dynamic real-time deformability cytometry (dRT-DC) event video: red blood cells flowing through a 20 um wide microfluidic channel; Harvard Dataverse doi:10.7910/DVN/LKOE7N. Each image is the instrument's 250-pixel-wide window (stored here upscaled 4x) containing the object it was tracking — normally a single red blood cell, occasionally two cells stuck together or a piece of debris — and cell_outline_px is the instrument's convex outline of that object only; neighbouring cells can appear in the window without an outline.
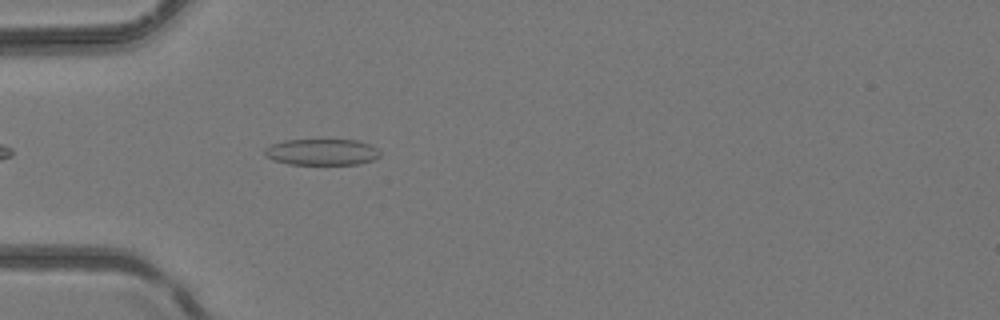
{"species": "common noctule bat (a hibernating species)", "species_latin": "Nyctalus noctula", "temperature_condition": "room temperature", "stored_images_in_passage": 4, "camera_frame_rate_fps": 3000, "um_per_image_px": 0.085, "animal": {"sex": "female", "body_mass_g": 24.6, "forearm_length_mm": 56.2}, "frame": {"image": 1, "passage_image": 4, "time_ms": 1.0, "image_size_px": [1000, 320], "cell_outline_px": [[380, 156], [372, 160], [356, 164], [288, 164], [272, 160], [264, 156], [264, 148], [272, 144], [284, 140], [356, 140], [372, 144], [380, 152]], "centroid_in_image_um": [27.33, 12.92], "position_along_channel_um": 57.7, "area_um2": 17.74}}